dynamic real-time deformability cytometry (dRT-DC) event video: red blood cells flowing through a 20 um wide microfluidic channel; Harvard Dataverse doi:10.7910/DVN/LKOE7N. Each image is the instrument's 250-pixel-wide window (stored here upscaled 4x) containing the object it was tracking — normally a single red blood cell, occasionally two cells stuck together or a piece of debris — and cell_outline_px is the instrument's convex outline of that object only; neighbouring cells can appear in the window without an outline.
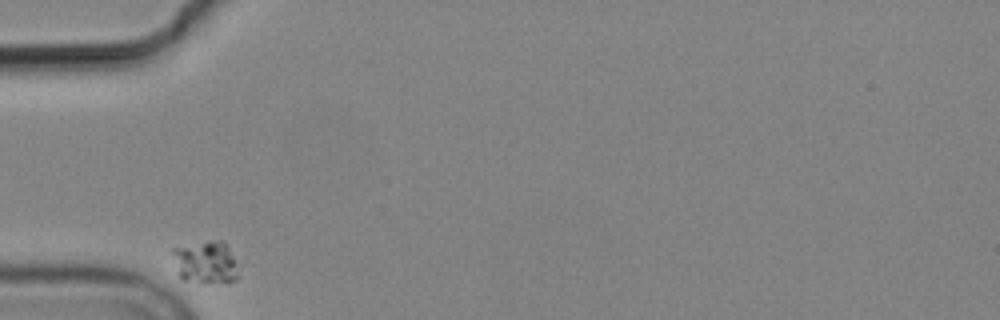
{"species": "common noctule bat (a hibernating species)", "species_latin": "Nyctalus noctula", "temperature_condition": "cold", "stored_images_in_passage": 5, "camera_frame_rate_fps": 3000, "um_per_image_px": 0.085, "animal": {"sex": "male", "body_mass_g": 19.2, "forearm_length_mm": 51.8}, "frame": {"image": 1, "passage_image": 1, "time_ms": 0.0, "image_size_px": [1000, 320], "cell_outline_px": [[236, 280], [184, 280], [180, 276], [172, 252], [172, 248], [212, 240], [220, 240], [228, 248], [232, 256], [236, 276]], "centroid_in_image_um": [17.41, 22.23], "position_along_channel_um": 67.6, "area_um2": 15.03}}
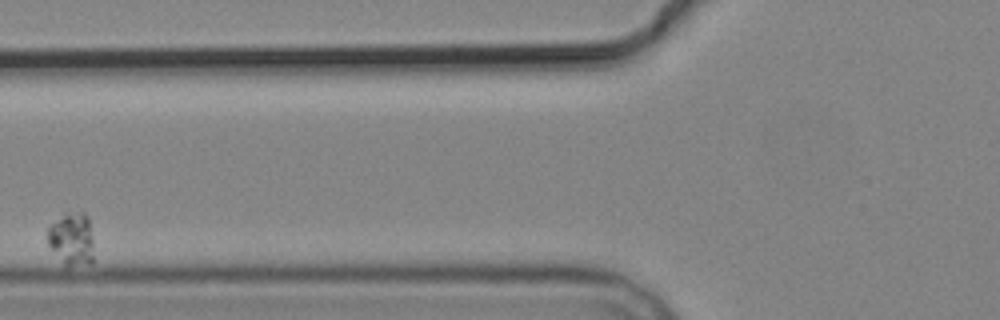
{"frame": {"image": 2, "passage_image": 2, "time_ms": 2.0, "image_size_px": [1000, 320], "cell_outline_px": [[92, 264], [64, 264], [48, 244], [48, 224], [64, 212], [84, 212], [88, 216], [92, 240]], "centroid_in_image_um": [6.07, 20.24], "position_along_channel_um": 119.7, "area_um2": 14.16}}
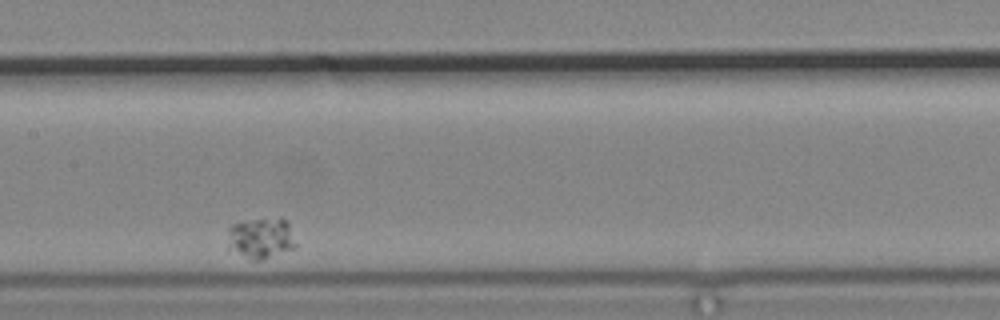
{"frame": {"image": 3, "passage_image": 4, "time_ms": 4.333, "image_size_px": [1000, 320], "cell_outline_px": [[296, 248], [260, 260], [248, 260], [228, 248], [228, 228], [232, 224], [252, 220], [284, 220], [288, 224], [296, 244]], "centroid_in_image_um": [22.14, 20.29], "position_along_channel_um": 185.3, "area_um2": 15.9}}